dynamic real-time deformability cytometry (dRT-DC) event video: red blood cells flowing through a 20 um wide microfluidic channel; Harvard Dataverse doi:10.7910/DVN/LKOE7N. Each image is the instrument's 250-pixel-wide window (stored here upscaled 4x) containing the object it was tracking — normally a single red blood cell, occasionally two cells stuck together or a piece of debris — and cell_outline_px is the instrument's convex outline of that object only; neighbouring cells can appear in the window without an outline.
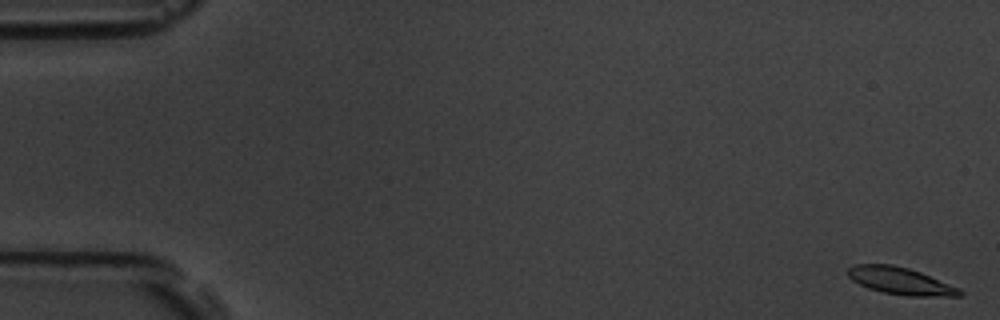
{"species": "common noctule bat (a hibernating species)", "species_latin": "Nyctalus noctula", "temperature_condition": "room temperature", "stored_images_in_passage": 57, "camera_frame_rate_fps": 3000, "um_per_image_px": 0.085, "animal": {"sex": "male", "body_mass_g": 19.5, "forearm_length_mm": 54.6}, "frame": {"image": 1, "passage_image": 1, "time_ms": 0.0, "image_size_px": [1000, 320], "cell_outline_px": [[964, 292], [960, 296], [908, 296], [884, 292], [868, 288], [852, 280], [848, 276], [848, 268], [856, 264], [892, 264], [908, 268], [920, 272], [960, 288]], "centroid_in_image_um": [76.55, 23.88], "position_along_channel_um": 8.4, "area_um2": 17.57}}
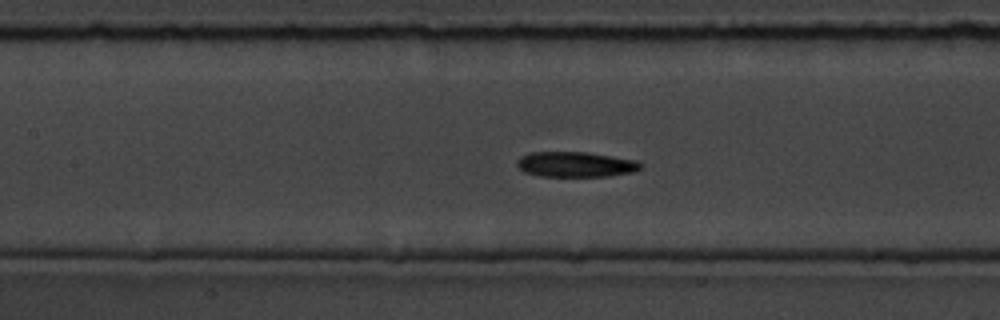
{"frame": {"image": 2, "passage_image": 26, "time_ms": 8.333, "image_size_px": [1000, 320], "cell_outline_px": [[640, 168], [632, 172], [608, 176], [540, 176], [524, 172], [516, 164], [516, 160], [520, 156], [532, 152], [588, 152], [636, 160], [640, 164]], "centroid_in_image_um": [48.88, 13.97], "position_along_channel_um": 158.5, "area_um2": 18.09}}
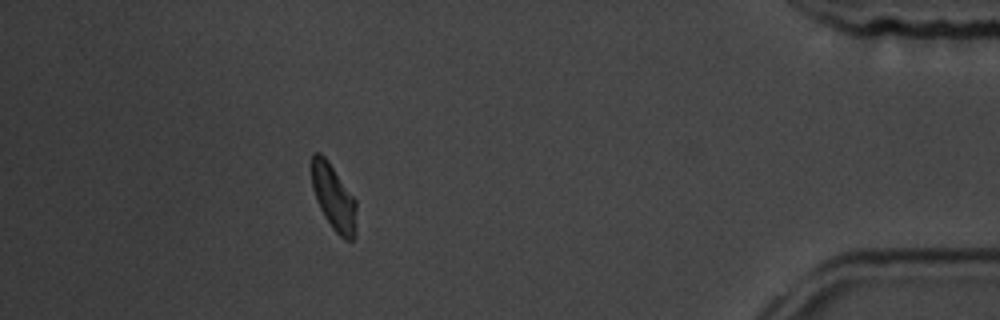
{"frame": {"image": 3, "passage_image": 51, "time_ms": 16.667, "image_size_px": [1000, 320], "cell_outline_px": [[356, 232], [352, 240], [344, 240], [332, 228], [324, 216], [316, 200], [312, 188], [312, 152], [320, 152], [328, 160], [356, 200]], "centroid_in_image_um": [28.36, 16.79], "position_along_channel_um": 406.8, "area_um2": 17.22}, "authors_computed_cell_mechanics": {"area_um2": 17.8024, "velocity_mm_per_s": 3.5958, "shape_relaxation_time_tau1_ms": 2.5896, "shape_relaxation_time_tau2_ms": 9.4912, "deformation_change_tau1": 0.1501, "deformation_change_tau2": 0.1649}}